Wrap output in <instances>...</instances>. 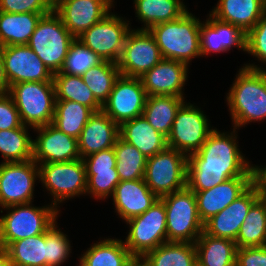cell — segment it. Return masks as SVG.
Here are the masks:
<instances>
[{"label": "cell", "instance_id": "obj_36", "mask_svg": "<svg viewBox=\"0 0 266 266\" xmlns=\"http://www.w3.org/2000/svg\"><path fill=\"white\" fill-rule=\"evenodd\" d=\"M10 266H45L46 231L12 242L8 247Z\"/></svg>", "mask_w": 266, "mask_h": 266}, {"label": "cell", "instance_id": "obj_28", "mask_svg": "<svg viewBox=\"0 0 266 266\" xmlns=\"http://www.w3.org/2000/svg\"><path fill=\"white\" fill-rule=\"evenodd\" d=\"M132 258L123 240L104 238L83 253L78 266H127Z\"/></svg>", "mask_w": 266, "mask_h": 266}, {"label": "cell", "instance_id": "obj_32", "mask_svg": "<svg viewBox=\"0 0 266 266\" xmlns=\"http://www.w3.org/2000/svg\"><path fill=\"white\" fill-rule=\"evenodd\" d=\"M56 101H74L91 108L94 112L102 110V104L84 83L81 76L57 72L53 74Z\"/></svg>", "mask_w": 266, "mask_h": 266}, {"label": "cell", "instance_id": "obj_6", "mask_svg": "<svg viewBox=\"0 0 266 266\" xmlns=\"http://www.w3.org/2000/svg\"><path fill=\"white\" fill-rule=\"evenodd\" d=\"M23 125L31 129L53 122L55 111L54 82H21L9 87Z\"/></svg>", "mask_w": 266, "mask_h": 266}, {"label": "cell", "instance_id": "obj_15", "mask_svg": "<svg viewBox=\"0 0 266 266\" xmlns=\"http://www.w3.org/2000/svg\"><path fill=\"white\" fill-rule=\"evenodd\" d=\"M147 97L140 78L120 75L103 103L102 111L120 126L143 114Z\"/></svg>", "mask_w": 266, "mask_h": 266}, {"label": "cell", "instance_id": "obj_14", "mask_svg": "<svg viewBox=\"0 0 266 266\" xmlns=\"http://www.w3.org/2000/svg\"><path fill=\"white\" fill-rule=\"evenodd\" d=\"M162 59L159 47L149 30L131 28L117 65L120 75L140 78Z\"/></svg>", "mask_w": 266, "mask_h": 266}, {"label": "cell", "instance_id": "obj_47", "mask_svg": "<svg viewBox=\"0 0 266 266\" xmlns=\"http://www.w3.org/2000/svg\"><path fill=\"white\" fill-rule=\"evenodd\" d=\"M235 266H266V246L237 248Z\"/></svg>", "mask_w": 266, "mask_h": 266}, {"label": "cell", "instance_id": "obj_43", "mask_svg": "<svg viewBox=\"0 0 266 266\" xmlns=\"http://www.w3.org/2000/svg\"><path fill=\"white\" fill-rule=\"evenodd\" d=\"M246 52L266 64V13L246 34Z\"/></svg>", "mask_w": 266, "mask_h": 266}, {"label": "cell", "instance_id": "obj_4", "mask_svg": "<svg viewBox=\"0 0 266 266\" xmlns=\"http://www.w3.org/2000/svg\"><path fill=\"white\" fill-rule=\"evenodd\" d=\"M7 214L0 217V245L44 233L57 219L60 210L52 204L35 207L31 203L3 208Z\"/></svg>", "mask_w": 266, "mask_h": 266}, {"label": "cell", "instance_id": "obj_45", "mask_svg": "<svg viewBox=\"0 0 266 266\" xmlns=\"http://www.w3.org/2000/svg\"><path fill=\"white\" fill-rule=\"evenodd\" d=\"M86 175H95V171L116 170V155L114 148L99 151L82 159Z\"/></svg>", "mask_w": 266, "mask_h": 266}, {"label": "cell", "instance_id": "obj_49", "mask_svg": "<svg viewBox=\"0 0 266 266\" xmlns=\"http://www.w3.org/2000/svg\"><path fill=\"white\" fill-rule=\"evenodd\" d=\"M256 177L255 181L259 185V187H266V166H256Z\"/></svg>", "mask_w": 266, "mask_h": 266}, {"label": "cell", "instance_id": "obj_7", "mask_svg": "<svg viewBox=\"0 0 266 266\" xmlns=\"http://www.w3.org/2000/svg\"><path fill=\"white\" fill-rule=\"evenodd\" d=\"M165 205L167 242L195 243L203 232L196 196L188 187L159 198Z\"/></svg>", "mask_w": 266, "mask_h": 266}, {"label": "cell", "instance_id": "obj_2", "mask_svg": "<svg viewBox=\"0 0 266 266\" xmlns=\"http://www.w3.org/2000/svg\"><path fill=\"white\" fill-rule=\"evenodd\" d=\"M233 128L266 119V70L255 64H244L226 95ZM240 127V128H239Z\"/></svg>", "mask_w": 266, "mask_h": 266}, {"label": "cell", "instance_id": "obj_33", "mask_svg": "<svg viewBox=\"0 0 266 266\" xmlns=\"http://www.w3.org/2000/svg\"><path fill=\"white\" fill-rule=\"evenodd\" d=\"M235 242L237 248L266 246V201L262 197L249 209Z\"/></svg>", "mask_w": 266, "mask_h": 266}, {"label": "cell", "instance_id": "obj_30", "mask_svg": "<svg viewBox=\"0 0 266 266\" xmlns=\"http://www.w3.org/2000/svg\"><path fill=\"white\" fill-rule=\"evenodd\" d=\"M134 7L137 19L144 25L137 29L145 30L160 23L176 20L188 11L183 0H134Z\"/></svg>", "mask_w": 266, "mask_h": 266}, {"label": "cell", "instance_id": "obj_24", "mask_svg": "<svg viewBox=\"0 0 266 266\" xmlns=\"http://www.w3.org/2000/svg\"><path fill=\"white\" fill-rule=\"evenodd\" d=\"M119 136V125L102 110L94 112L78 138L81 159L113 148Z\"/></svg>", "mask_w": 266, "mask_h": 266}, {"label": "cell", "instance_id": "obj_51", "mask_svg": "<svg viewBox=\"0 0 266 266\" xmlns=\"http://www.w3.org/2000/svg\"><path fill=\"white\" fill-rule=\"evenodd\" d=\"M127 266H151L143 256H133Z\"/></svg>", "mask_w": 266, "mask_h": 266}, {"label": "cell", "instance_id": "obj_53", "mask_svg": "<svg viewBox=\"0 0 266 266\" xmlns=\"http://www.w3.org/2000/svg\"><path fill=\"white\" fill-rule=\"evenodd\" d=\"M49 3L54 7L57 3L61 2L62 0H48Z\"/></svg>", "mask_w": 266, "mask_h": 266}, {"label": "cell", "instance_id": "obj_10", "mask_svg": "<svg viewBox=\"0 0 266 266\" xmlns=\"http://www.w3.org/2000/svg\"><path fill=\"white\" fill-rule=\"evenodd\" d=\"M166 210L158 199L146 212L129 219V232L123 241L133 256H144L167 242Z\"/></svg>", "mask_w": 266, "mask_h": 266}, {"label": "cell", "instance_id": "obj_1", "mask_svg": "<svg viewBox=\"0 0 266 266\" xmlns=\"http://www.w3.org/2000/svg\"><path fill=\"white\" fill-rule=\"evenodd\" d=\"M232 130L229 134L215 128L201 148L188 156L187 187L191 191L211 189L234 177H256L255 166L238 148L236 128Z\"/></svg>", "mask_w": 266, "mask_h": 266}, {"label": "cell", "instance_id": "obj_22", "mask_svg": "<svg viewBox=\"0 0 266 266\" xmlns=\"http://www.w3.org/2000/svg\"><path fill=\"white\" fill-rule=\"evenodd\" d=\"M246 33L239 27L218 20L211 14L200 24L201 56L228 52L232 47L246 52Z\"/></svg>", "mask_w": 266, "mask_h": 266}, {"label": "cell", "instance_id": "obj_50", "mask_svg": "<svg viewBox=\"0 0 266 266\" xmlns=\"http://www.w3.org/2000/svg\"><path fill=\"white\" fill-rule=\"evenodd\" d=\"M0 266H10L8 250L3 245H0Z\"/></svg>", "mask_w": 266, "mask_h": 266}, {"label": "cell", "instance_id": "obj_19", "mask_svg": "<svg viewBox=\"0 0 266 266\" xmlns=\"http://www.w3.org/2000/svg\"><path fill=\"white\" fill-rule=\"evenodd\" d=\"M114 0H62L53 7L68 31L75 37L101 21L114 7Z\"/></svg>", "mask_w": 266, "mask_h": 266}, {"label": "cell", "instance_id": "obj_39", "mask_svg": "<svg viewBox=\"0 0 266 266\" xmlns=\"http://www.w3.org/2000/svg\"><path fill=\"white\" fill-rule=\"evenodd\" d=\"M120 76L118 65L110 61H103L91 67L81 77L94 97L103 105L112 91L115 80Z\"/></svg>", "mask_w": 266, "mask_h": 266}, {"label": "cell", "instance_id": "obj_18", "mask_svg": "<svg viewBox=\"0 0 266 266\" xmlns=\"http://www.w3.org/2000/svg\"><path fill=\"white\" fill-rule=\"evenodd\" d=\"M261 197L255 181L241 196L204 223L203 231L214 237L236 240L249 209Z\"/></svg>", "mask_w": 266, "mask_h": 266}, {"label": "cell", "instance_id": "obj_31", "mask_svg": "<svg viewBox=\"0 0 266 266\" xmlns=\"http://www.w3.org/2000/svg\"><path fill=\"white\" fill-rule=\"evenodd\" d=\"M185 102L184 97L148 96L142 115L156 131L168 137L177 111Z\"/></svg>", "mask_w": 266, "mask_h": 266}, {"label": "cell", "instance_id": "obj_21", "mask_svg": "<svg viewBox=\"0 0 266 266\" xmlns=\"http://www.w3.org/2000/svg\"><path fill=\"white\" fill-rule=\"evenodd\" d=\"M254 182L255 177H234L211 189L193 191L196 196L198 214L203 224L224 210Z\"/></svg>", "mask_w": 266, "mask_h": 266}, {"label": "cell", "instance_id": "obj_16", "mask_svg": "<svg viewBox=\"0 0 266 266\" xmlns=\"http://www.w3.org/2000/svg\"><path fill=\"white\" fill-rule=\"evenodd\" d=\"M0 48L9 87L21 82H54L53 74L27 44Z\"/></svg>", "mask_w": 266, "mask_h": 266}, {"label": "cell", "instance_id": "obj_17", "mask_svg": "<svg viewBox=\"0 0 266 266\" xmlns=\"http://www.w3.org/2000/svg\"><path fill=\"white\" fill-rule=\"evenodd\" d=\"M38 133L33 140V158L37 164L61 163L81 159L78 139L67 135L52 123L33 128Z\"/></svg>", "mask_w": 266, "mask_h": 266}, {"label": "cell", "instance_id": "obj_26", "mask_svg": "<svg viewBox=\"0 0 266 266\" xmlns=\"http://www.w3.org/2000/svg\"><path fill=\"white\" fill-rule=\"evenodd\" d=\"M119 137L136 147L146 158L165 150L167 137L156 131L143 115L135 117L119 126Z\"/></svg>", "mask_w": 266, "mask_h": 266}, {"label": "cell", "instance_id": "obj_44", "mask_svg": "<svg viewBox=\"0 0 266 266\" xmlns=\"http://www.w3.org/2000/svg\"><path fill=\"white\" fill-rule=\"evenodd\" d=\"M52 10L48 0H0V11L7 13H37L44 16Z\"/></svg>", "mask_w": 266, "mask_h": 266}, {"label": "cell", "instance_id": "obj_5", "mask_svg": "<svg viewBox=\"0 0 266 266\" xmlns=\"http://www.w3.org/2000/svg\"><path fill=\"white\" fill-rule=\"evenodd\" d=\"M75 39L52 10L41 17L27 45L48 70L55 74L60 72L69 47Z\"/></svg>", "mask_w": 266, "mask_h": 266}, {"label": "cell", "instance_id": "obj_38", "mask_svg": "<svg viewBox=\"0 0 266 266\" xmlns=\"http://www.w3.org/2000/svg\"><path fill=\"white\" fill-rule=\"evenodd\" d=\"M113 148L120 181L144 179L147 158L136 147L120 137Z\"/></svg>", "mask_w": 266, "mask_h": 266}, {"label": "cell", "instance_id": "obj_13", "mask_svg": "<svg viewBox=\"0 0 266 266\" xmlns=\"http://www.w3.org/2000/svg\"><path fill=\"white\" fill-rule=\"evenodd\" d=\"M37 178H39L38 164L32 159L23 162H2L0 207L31 203Z\"/></svg>", "mask_w": 266, "mask_h": 266}, {"label": "cell", "instance_id": "obj_46", "mask_svg": "<svg viewBox=\"0 0 266 266\" xmlns=\"http://www.w3.org/2000/svg\"><path fill=\"white\" fill-rule=\"evenodd\" d=\"M21 122L19 112L9 94L0 96V130L19 128Z\"/></svg>", "mask_w": 266, "mask_h": 266}, {"label": "cell", "instance_id": "obj_29", "mask_svg": "<svg viewBox=\"0 0 266 266\" xmlns=\"http://www.w3.org/2000/svg\"><path fill=\"white\" fill-rule=\"evenodd\" d=\"M43 15L0 11V47L28 44Z\"/></svg>", "mask_w": 266, "mask_h": 266}, {"label": "cell", "instance_id": "obj_11", "mask_svg": "<svg viewBox=\"0 0 266 266\" xmlns=\"http://www.w3.org/2000/svg\"><path fill=\"white\" fill-rule=\"evenodd\" d=\"M109 12L76 39L97 54L103 61H119L125 39L130 32V21Z\"/></svg>", "mask_w": 266, "mask_h": 266}, {"label": "cell", "instance_id": "obj_41", "mask_svg": "<svg viewBox=\"0 0 266 266\" xmlns=\"http://www.w3.org/2000/svg\"><path fill=\"white\" fill-rule=\"evenodd\" d=\"M71 242L67 235L57 227L55 221L46 230L45 266H61L68 260L71 253Z\"/></svg>", "mask_w": 266, "mask_h": 266}, {"label": "cell", "instance_id": "obj_35", "mask_svg": "<svg viewBox=\"0 0 266 266\" xmlns=\"http://www.w3.org/2000/svg\"><path fill=\"white\" fill-rule=\"evenodd\" d=\"M94 111L74 101H55L52 124L63 133L79 138L84 126Z\"/></svg>", "mask_w": 266, "mask_h": 266}, {"label": "cell", "instance_id": "obj_25", "mask_svg": "<svg viewBox=\"0 0 266 266\" xmlns=\"http://www.w3.org/2000/svg\"><path fill=\"white\" fill-rule=\"evenodd\" d=\"M266 13V0H218L210 14L220 21L233 24L246 34Z\"/></svg>", "mask_w": 266, "mask_h": 266}, {"label": "cell", "instance_id": "obj_12", "mask_svg": "<svg viewBox=\"0 0 266 266\" xmlns=\"http://www.w3.org/2000/svg\"><path fill=\"white\" fill-rule=\"evenodd\" d=\"M210 127L209 119L201 108L185 102L177 111L167 145L189 156L197 152L207 140L214 130Z\"/></svg>", "mask_w": 266, "mask_h": 266}, {"label": "cell", "instance_id": "obj_9", "mask_svg": "<svg viewBox=\"0 0 266 266\" xmlns=\"http://www.w3.org/2000/svg\"><path fill=\"white\" fill-rule=\"evenodd\" d=\"M39 181L52 196L51 204H59L75 196L86 194L87 178L82 159L61 163L38 164Z\"/></svg>", "mask_w": 266, "mask_h": 266}, {"label": "cell", "instance_id": "obj_42", "mask_svg": "<svg viewBox=\"0 0 266 266\" xmlns=\"http://www.w3.org/2000/svg\"><path fill=\"white\" fill-rule=\"evenodd\" d=\"M86 178V194L95 197L94 199L104 200L112 196L115 187L120 183L117 170L95 171V175H86Z\"/></svg>", "mask_w": 266, "mask_h": 266}, {"label": "cell", "instance_id": "obj_37", "mask_svg": "<svg viewBox=\"0 0 266 266\" xmlns=\"http://www.w3.org/2000/svg\"><path fill=\"white\" fill-rule=\"evenodd\" d=\"M29 126L0 130V152L7 162H23L33 158V139L28 133Z\"/></svg>", "mask_w": 266, "mask_h": 266}, {"label": "cell", "instance_id": "obj_20", "mask_svg": "<svg viewBox=\"0 0 266 266\" xmlns=\"http://www.w3.org/2000/svg\"><path fill=\"white\" fill-rule=\"evenodd\" d=\"M188 69L184 62L162 59L140 77L147 96L184 97L182 89L186 84Z\"/></svg>", "mask_w": 266, "mask_h": 266}, {"label": "cell", "instance_id": "obj_40", "mask_svg": "<svg viewBox=\"0 0 266 266\" xmlns=\"http://www.w3.org/2000/svg\"><path fill=\"white\" fill-rule=\"evenodd\" d=\"M102 62L103 60L97 54L75 39L69 47L60 73L82 76L91 67Z\"/></svg>", "mask_w": 266, "mask_h": 266}, {"label": "cell", "instance_id": "obj_52", "mask_svg": "<svg viewBox=\"0 0 266 266\" xmlns=\"http://www.w3.org/2000/svg\"><path fill=\"white\" fill-rule=\"evenodd\" d=\"M261 197L266 201V187H260Z\"/></svg>", "mask_w": 266, "mask_h": 266}, {"label": "cell", "instance_id": "obj_3", "mask_svg": "<svg viewBox=\"0 0 266 266\" xmlns=\"http://www.w3.org/2000/svg\"><path fill=\"white\" fill-rule=\"evenodd\" d=\"M199 18L189 10L180 18L160 23L149 28L163 59H171L190 64L201 56ZM193 58V59H192Z\"/></svg>", "mask_w": 266, "mask_h": 266}, {"label": "cell", "instance_id": "obj_34", "mask_svg": "<svg viewBox=\"0 0 266 266\" xmlns=\"http://www.w3.org/2000/svg\"><path fill=\"white\" fill-rule=\"evenodd\" d=\"M143 257L151 266H197L195 243L165 242Z\"/></svg>", "mask_w": 266, "mask_h": 266}, {"label": "cell", "instance_id": "obj_23", "mask_svg": "<svg viewBox=\"0 0 266 266\" xmlns=\"http://www.w3.org/2000/svg\"><path fill=\"white\" fill-rule=\"evenodd\" d=\"M158 199L144 179L120 181L112 195L115 212L125 222L146 212Z\"/></svg>", "mask_w": 266, "mask_h": 266}, {"label": "cell", "instance_id": "obj_48", "mask_svg": "<svg viewBox=\"0 0 266 266\" xmlns=\"http://www.w3.org/2000/svg\"><path fill=\"white\" fill-rule=\"evenodd\" d=\"M8 93H9V83L5 76L4 59L2 56V50L0 48V96L6 95Z\"/></svg>", "mask_w": 266, "mask_h": 266}, {"label": "cell", "instance_id": "obj_27", "mask_svg": "<svg viewBox=\"0 0 266 266\" xmlns=\"http://www.w3.org/2000/svg\"><path fill=\"white\" fill-rule=\"evenodd\" d=\"M197 266H235L236 242L204 231L195 242Z\"/></svg>", "mask_w": 266, "mask_h": 266}, {"label": "cell", "instance_id": "obj_8", "mask_svg": "<svg viewBox=\"0 0 266 266\" xmlns=\"http://www.w3.org/2000/svg\"><path fill=\"white\" fill-rule=\"evenodd\" d=\"M187 161V155L167 147L147 158L145 183L158 198L186 188Z\"/></svg>", "mask_w": 266, "mask_h": 266}]
</instances>
